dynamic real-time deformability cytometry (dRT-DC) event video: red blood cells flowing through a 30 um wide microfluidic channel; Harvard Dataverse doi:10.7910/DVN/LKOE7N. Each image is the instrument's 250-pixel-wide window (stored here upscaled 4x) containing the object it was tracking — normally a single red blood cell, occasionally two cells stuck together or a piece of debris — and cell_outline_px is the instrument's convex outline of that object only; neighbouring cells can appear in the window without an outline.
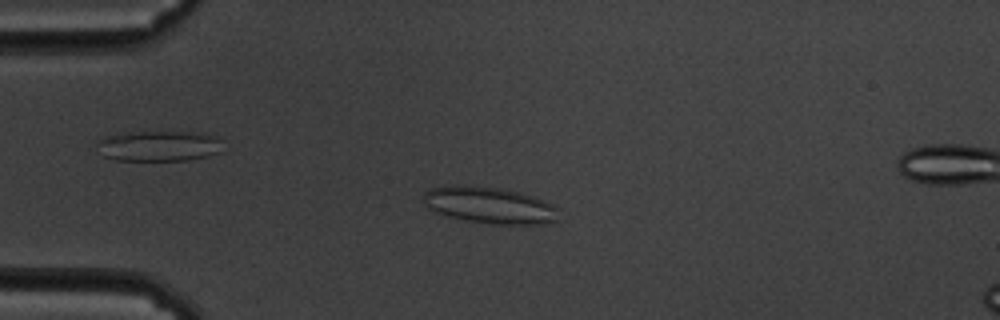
{"species": "common noctule bat (a hibernating species)", "species_latin": "Nyctalus noctula", "temperature_condition": "cold", "stored_images_in_passage": 58, "camera_frame_rate_fps": 3000, "um_per_image_px": 0.085, "animal": {"sex": "male", "body_mass_g": 19.5, "forearm_length_mm": 54.6}, "frame": {"image": 1, "passage_image": 14, "time_ms": 4.333, "image_size_px": [1000, 320], "cell_outline_px": [[560, 208], [556, 220], [548, 224], [488, 224], [464, 220], [432, 212], [424, 204], [424, 192], [432, 188], [444, 184], [464, 184], [500, 188], [520, 192], [532, 196], [552, 204]], "centroid_in_image_um": [41.57, 17.43], "position_along_channel_um": 43.4, "area_um2": 29.42}}
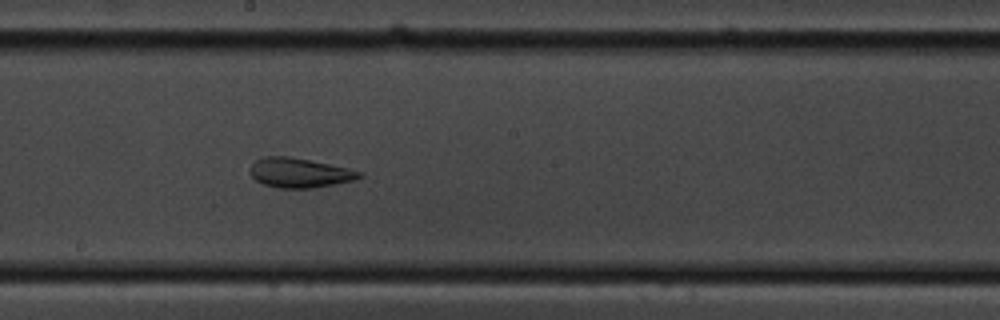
{"frame": {"image": 2, "passage_image": 32, "time_ms": 10.333, "image_size_px": [1000, 320], "cell_outline_px": [[364, 176], [352, 180], [312, 188], [280, 188], [264, 184], [256, 180], [252, 176], [252, 164], [256, 160], [264, 156], [288, 156], [348, 168], [364, 172]], "centroid_in_image_um": [25.48, 14.68], "position_along_channel_um": 222.7, "area_um2": 18.5}}
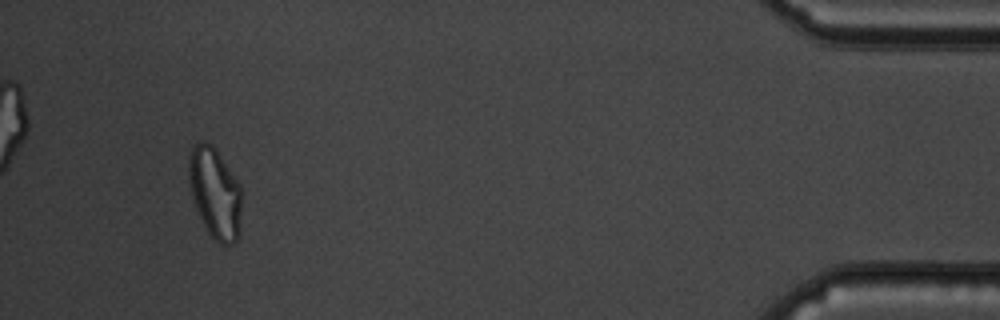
{"frame": {"image": 3, "passage_image": 55, "time_ms": 18.0, "image_size_px": [1000, 320], "cell_outline_px": [[240, 232], [236, 240], [232, 244], [220, 244], [208, 232], [196, 208], [188, 184], [188, 156], [192, 148], [196, 144], [204, 140], [212, 144], [216, 148], [240, 184]], "centroid_in_image_um": [18.26, 16.36], "position_along_channel_um": 416.9, "area_um2": 27.98}, "authors_computed_cell_mechanics": {"area_um2": 26.5302, "velocity_mm_per_s": 3.384, "shape_relaxation_time_tau1_ms": null, "shape_relaxation_time_tau2_ms": 2.0409, "deformation_change_tau1": null, "deformation_change_tau2": 0.0955}}